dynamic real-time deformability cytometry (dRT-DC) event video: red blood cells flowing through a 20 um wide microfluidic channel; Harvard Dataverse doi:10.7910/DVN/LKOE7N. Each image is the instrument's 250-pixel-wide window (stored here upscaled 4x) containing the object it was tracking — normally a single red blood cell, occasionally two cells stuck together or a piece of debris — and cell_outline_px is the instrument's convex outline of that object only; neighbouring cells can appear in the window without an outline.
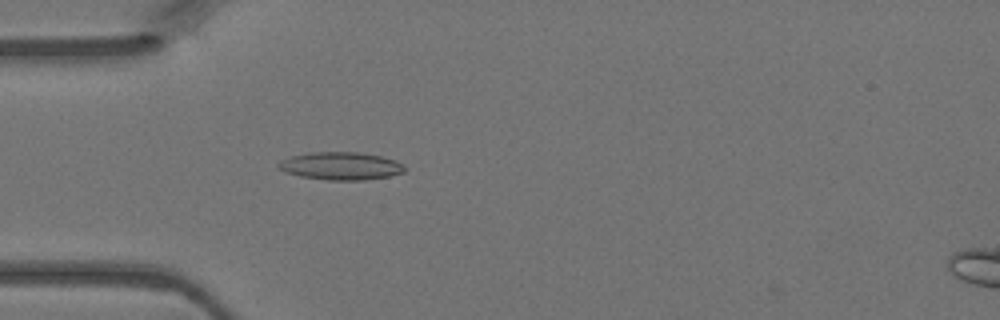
{"species": "Egyptian fruit bat (a non-hibernating species)", "species_latin": "Rousettus aegyptiacus", "temperature_condition": "warm", "stored_images_in_passage": 17, "camera_frame_rate_fps": 3000, "um_per_image_px": 0.085, "animal": {"sex": "female"}, "frame": {"image": 1, "passage_image": 14, "time_ms": 4.333, "image_size_px": [1000, 320], "cell_outline_px": [[404, 172], [388, 176], [364, 180], [328, 180], [300, 176], [284, 172], [276, 168], [276, 164], [280, 160], [292, 156], [308, 152], [360, 152], [380, 156], [396, 160], [404, 164]], "centroid_in_image_um": [28.92, 14.1], "position_along_channel_um": 56.1, "area_um2": 20.58}}